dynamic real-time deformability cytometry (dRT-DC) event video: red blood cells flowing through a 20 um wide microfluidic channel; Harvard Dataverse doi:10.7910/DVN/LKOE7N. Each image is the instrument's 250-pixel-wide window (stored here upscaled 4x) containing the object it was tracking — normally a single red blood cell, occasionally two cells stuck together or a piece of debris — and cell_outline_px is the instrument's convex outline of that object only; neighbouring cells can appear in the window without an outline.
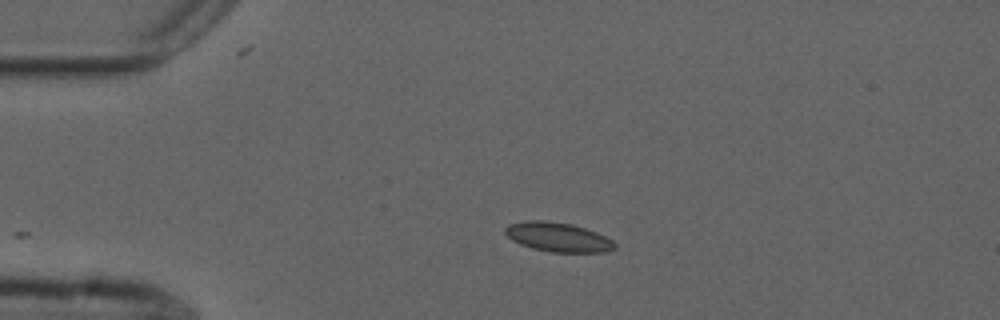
{"species": "common noctule bat (a hibernating species)", "species_latin": "Nyctalus noctula", "temperature_condition": "cold", "stored_images_in_passage": 44, "camera_frame_rate_fps": 3000, "um_per_image_px": 0.085, "animal": {"sex": "male", "forearm_length_mm": 52.5}, "frame": {"image": 1, "passage_image": 1, "time_ms": 0.0, "image_size_px": [1000, 320], "cell_outline_px": [[616, 248], [608, 252], [548, 252], [532, 248], [520, 244], [512, 240], [504, 232], [504, 228], [508, 224], [524, 220], [544, 220], [572, 224], [596, 232], [612, 240], [616, 244]], "centroid_in_image_um": [47.41, 20.15], "position_along_channel_um": 37.6, "area_um2": 18.84}}
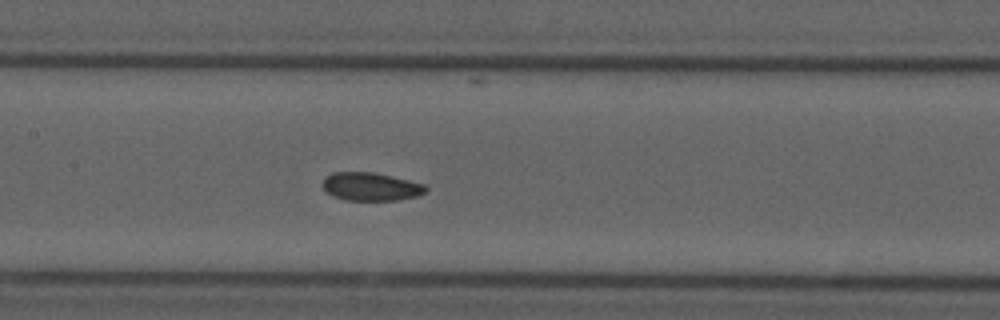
{"frame": {"image": 2, "passage_image": 15, "time_ms": 4.667, "image_size_px": [1000, 320], "cell_outline_px": [[428, 188], [424, 192], [416, 196], [396, 200], [344, 200], [332, 196], [324, 192], [324, 180], [332, 172], [372, 172], [392, 176], [424, 184]], "centroid_in_image_um": [31.5, 15.87], "position_along_channel_um": 175.9, "area_um2": 16.82}}
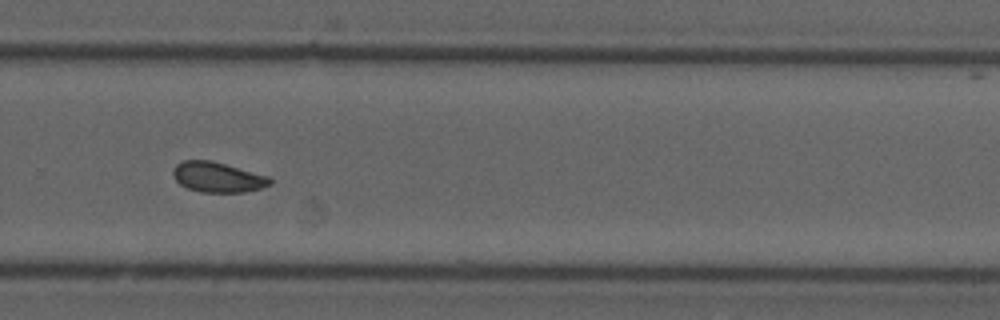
{"frame": {"image": 3, "passage_image": 26, "time_ms": 8.333, "image_size_px": [1000, 320], "cell_outline_px": [[272, 184], [260, 188], [244, 192], [200, 192], [188, 188], [180, 184], [176, 180], [172, 172], [176, 164], [184, 160], [212, 160], [268, 176], [272, 180]], "centroid_in_image_um": [18.5, 15.05], "position_along_channel_um": 311.3, "area_um2": 16.99}, "authors_computed_cell_mechanics": {"area_um2": 17.2244, "velocity_mm_per_s": 3.7105, "shape_relaxation_time_tau1_ms": null, "shape_relaxation_time_tau2_ms": 1.2978, "deformation_change_tau1": null, "deformation_change_tau2": 0.0482}}